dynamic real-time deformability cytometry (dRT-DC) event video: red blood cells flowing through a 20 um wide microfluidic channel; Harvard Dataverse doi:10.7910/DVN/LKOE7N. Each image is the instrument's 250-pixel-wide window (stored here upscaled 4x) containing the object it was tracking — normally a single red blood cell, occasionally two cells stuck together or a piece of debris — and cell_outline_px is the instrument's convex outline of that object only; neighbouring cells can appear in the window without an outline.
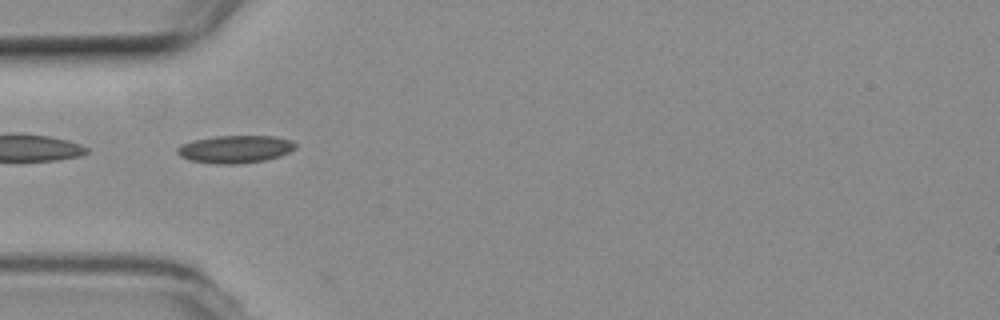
{"species": "common noctule bat (a hibernating species)", "species_latin": "Nyctalus noctula", "temperature_condition": "room temperature", "stored_images_in_passage": 37, "camera_frame_rate_fps": 3000, "um_per_image_px": 0.085, "animal": {"sex": "female", "body_mass_g": 19.3, "forearm_length_mm": 54.1}, "frame": {"image": 1, "passage_image": 1, "time_ms": 0.0, "image_size_px": [1000, 320], "cell_outline_px": [[296, 148], [280, 156], [264, 160], [236, 164], [212, 164], [188, 160], [180, 156], [176, 152], [176, 148], [180, 144], [192, 140], [216, 136], [276, 136], [292, 140], [296, 144]], "centroid_in_image_um": [19.95, 12.68], "position_along_channel_um": 65.0, "area_um2": 19.25}}
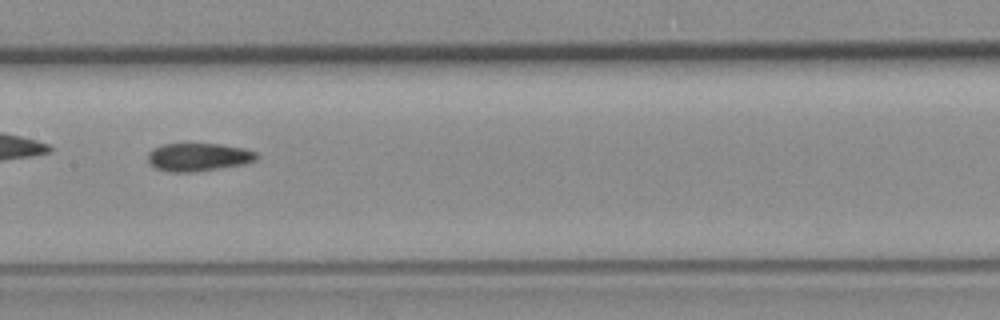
{"frame": {"image": 2, "passage_image": 11, "time_ms": 3.333, "image_size_px": [1000, 320], "cell_outline_px": [[260, 156], [256, 160], [244, 164], [220, 168], [192, 172], [168, 172], [156, 168], [148, 160], [148, 152], [152, 148], [164, 144], [220, 144], [244, 148], [256, 152]], "centroid_in_image_um": [16.88, 13.35], "position_along_channel_um": 190.5, "area_um2": 17.8}, "authors_computed_cell_mechanics": {"area_um2": 19.074, "velocity_mm_per_s": 3.7646, "shape_relaxation_time_tau1_ms": 11.301, "shape_relaxation_time_tau2_ms": 2.4936, "deformation_change_tau1": 0.2549, "deformation_change_tau2": 0.0959}}